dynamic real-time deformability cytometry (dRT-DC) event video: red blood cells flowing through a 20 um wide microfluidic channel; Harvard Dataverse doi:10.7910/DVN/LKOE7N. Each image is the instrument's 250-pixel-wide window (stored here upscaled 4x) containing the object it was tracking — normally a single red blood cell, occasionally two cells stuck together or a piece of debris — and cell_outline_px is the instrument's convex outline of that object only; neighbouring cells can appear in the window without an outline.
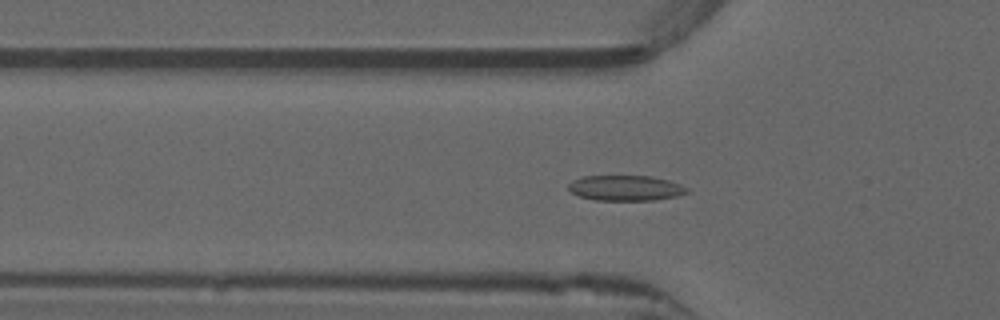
{"species": "common noctule bat (a hibernating species)", "species_latin": "Nyctalus noctula", "temperature_condition": "warm", "stored_images_in_passage": 52, "camera_frame_rate_fps": 3000, "um_per_image_px": 0.085, "animal": {"sex": "male", "forearm_length_mm": 52.5}, "frame": {"image": 1, "passage_image": 16, "time_ms": 5.0, "image_size_px": [1000, 320], "cell_outline_px": [[688, 192], [676, 196], [652, 200], [596, 200], [580, 196], [572, 192], [568, 188], [568, 184], [572, 180], [584, 176], [652, 176], [668, 180], [680, 184], [688, 188]], "centroid_in_image_um": [53.17, 15.97], "position_along_channel_um": 72.6, "area_um2": 17.4}, "authors_computed_cell_mechanics": {"area_um2": 16.6464, "velocity_mm_per_s": 3.9378, "shape_relaxation_time_tau1_ms": null, "shape_relaxation_time_tau2_ms": 1.1794, "deformation_change_tau1": null, "deformation_change_tau2": 0.0758}}